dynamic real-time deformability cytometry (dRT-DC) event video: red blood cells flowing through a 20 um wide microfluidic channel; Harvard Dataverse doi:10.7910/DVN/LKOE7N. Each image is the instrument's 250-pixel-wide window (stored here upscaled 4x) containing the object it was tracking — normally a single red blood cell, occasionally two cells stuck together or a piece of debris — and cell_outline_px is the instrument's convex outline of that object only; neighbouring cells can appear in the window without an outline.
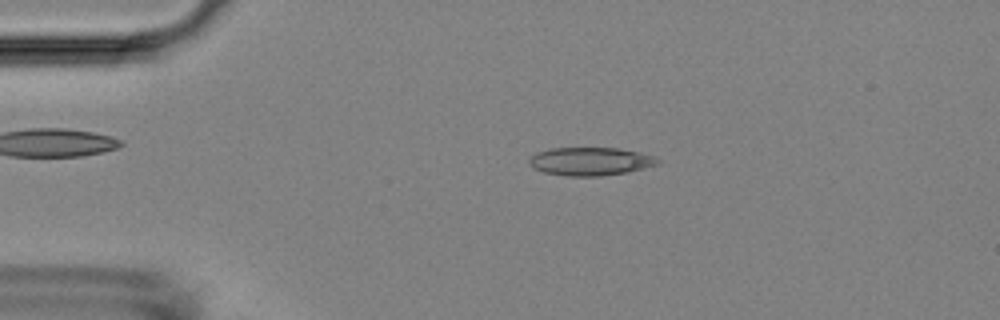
{"species": "Egyptian fruit bat (a non-hibernating species)", "species_latin": "Rousettus aegyptiacus", "temperature_condition": "room temperature", "stored_images_in_passage": 54, "camera_frame_rate_fps": 3000, "um_per_image_px": 0.085, "animal": {"sex": "female"}, "frame": {"image": 1, "passage_image": 11, "time_ms": 3.333, "image_size_px": [1000, 320], "cell_outline_px": [[660, 164], [628, 172], [600, 176], [568, 176], [544, 172], [532, 168], [528, 164], [528, 160], [536, 152], [552, 148], [620, 148], [640, 152], [652, 156], [660, 160]], "centroid_in_image_um": [50.18, 13.71], "position_along_channel_um": 34.8, "area_um2": 21.21}}
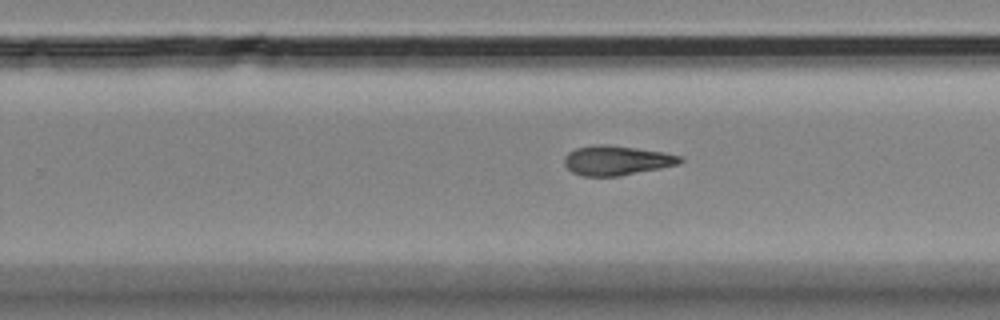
{"frame": {"image": 2, "passage_image": 34, "time_ms": 11.0, "image_size_px": [1000, 320], "cell_outline_px": [[684, 160], [680, 164], [620, 176], [584, 176], [572, 172], [564, 164], [564, 156], [568, 152], [576, 148], [592, 144], [608, 144], [664, 152], [684, 156]], "centroid_in_image_um": [52.43, 13.62], "position_along_channel_um": 277.4, "area_um2": 20.17}}
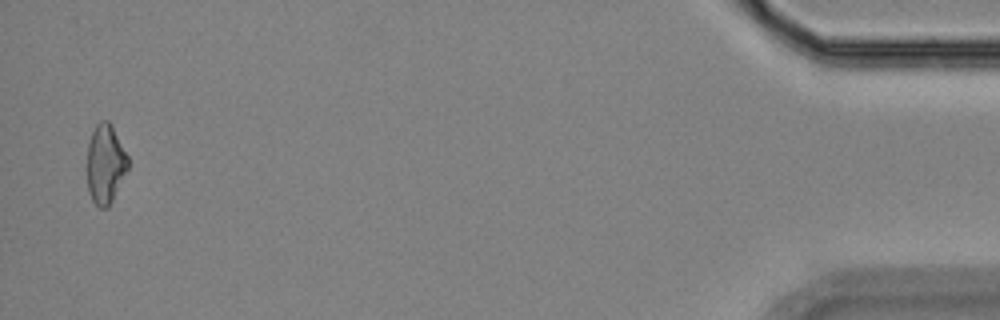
{"frame": {"image": 3, "passage_image": 53, "time_ms": 17.333, "image_size_px": [1000, 320], "cell_outline_px": [[128, 168], [108, 208], [100, 208], [92, 200], [88, 192], [88, 144], [92, 132], [96, 124], [100, 120], [108, 120], [112, 124], [128, 156]], "centroid_in_image_um": [8.96, 13.92], "position_along_channel_um": 426.2, "area_um2": 18.79}, "authors_computed_cell_mechanics": {"area_um2": 20.1722, "velocity_mm_per_s": 3.6647, "shape_relaxation_time_tau1_ms": 5.7755, "shape_relaxation_time_tau2_ms": 6.261, "deformation_change_tau1": 0.1524, "deformation_change_tau2": 0.1745}}